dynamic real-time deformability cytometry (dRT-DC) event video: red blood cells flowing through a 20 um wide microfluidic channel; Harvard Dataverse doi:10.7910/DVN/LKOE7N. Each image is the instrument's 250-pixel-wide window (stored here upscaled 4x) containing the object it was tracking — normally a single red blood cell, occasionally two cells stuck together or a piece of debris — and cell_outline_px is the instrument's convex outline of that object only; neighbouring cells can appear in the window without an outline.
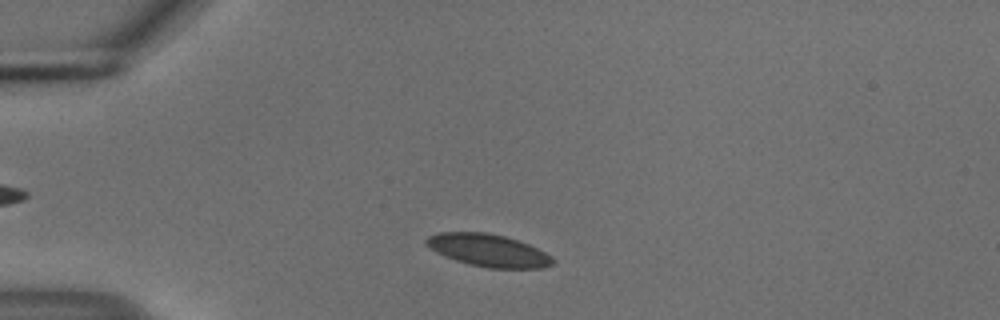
{"species": "common noctule bat (a hibernating species)", "species_latin": "Nyctalus noctula", "temperature_condition": "cold", "stored_images_in_passage": 47, "camera_frame_rate_fps": 3000, "um_per_image_px": 0.085, "animal": {"sex": "male", "body_mass_g": 18.8}, "frame": {"image": 1, "passage_image": 6, "time_ms": 1.667, "image_size_px": [1000, 320], "cell_outline_px": [[552, 264], [544, 268], [488, 268], [468, 264], [444, 256], [436, 252], [424, 244], [424, 240], [428, 236], [440, 232], [484, 232], [504, 236], [528, 244], [552, 256]], "centroid_in_image_um": [41.46, 21.28], "position_along_channel_um": 43.5, "area_um2": 23.81}}
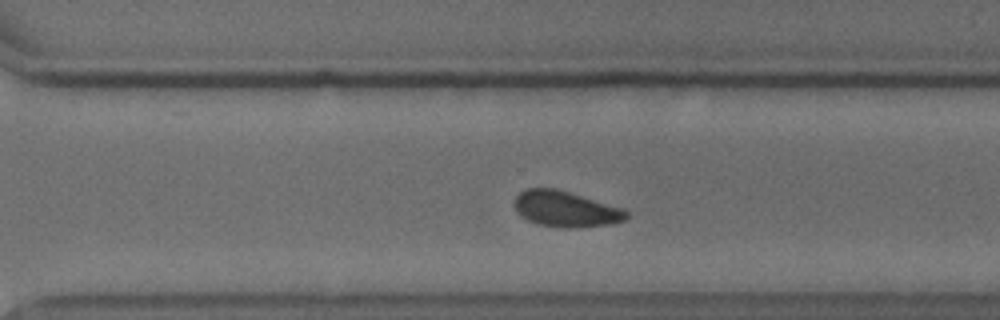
{"frame": {"image": 2, "passage_image": 31, "time_ms": 10.0, "image_size_px": [1000, 320], "cell_outline_px": [[628, 216], [624, 220], [612, 224], [580, 228], [560, 228], [540, 224], [528, 220], [520, 216], [516, 212], [512, 204], [516, 196], [520, 192], [528, 188], [556, 188], [624, 208], [628, 212]], "centroid_in_image_um": [48.07, 17.77], "position_along_channel_um": 322.5, "area_um2": 23.7}}
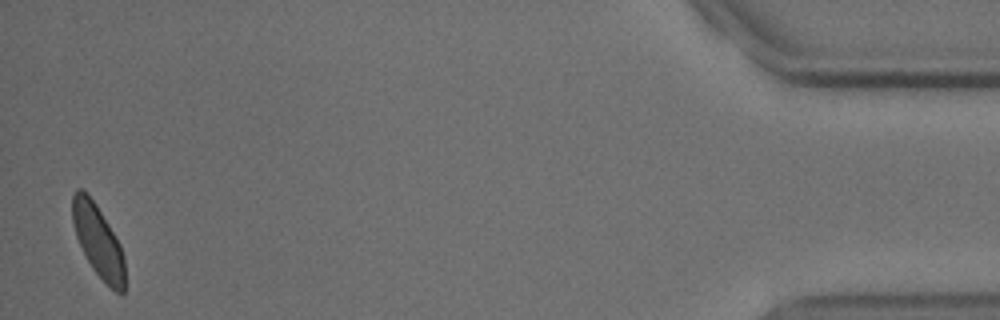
{"frame": {"image": 3, "passage_image": 46, "time_ms": 15.0, "image_size_px": [1000, 320], "cell_outline_px": [[124, 292], [120, 296], [92, 268], [76, 236], [72, 220], [72, 196], [76, 188], [80, 188], [96, 204], [120, 244], [124, 256]], "centroid_in_image_um": [8.34, 20.49], "position_along_channel_um": 426.9, "area_um2": 21.56}, "authors_computed_cell_mechanics": {"area_um2": 23.5246, "velocity_mm_per_s": 3.6974, "shape_relaxation_time_tau1_ms": 7.4113, "shape_relaxation_time_tau2_ms": null, "deformation_change_tau1": 0.1377, "deformation_change_tau2": null}}